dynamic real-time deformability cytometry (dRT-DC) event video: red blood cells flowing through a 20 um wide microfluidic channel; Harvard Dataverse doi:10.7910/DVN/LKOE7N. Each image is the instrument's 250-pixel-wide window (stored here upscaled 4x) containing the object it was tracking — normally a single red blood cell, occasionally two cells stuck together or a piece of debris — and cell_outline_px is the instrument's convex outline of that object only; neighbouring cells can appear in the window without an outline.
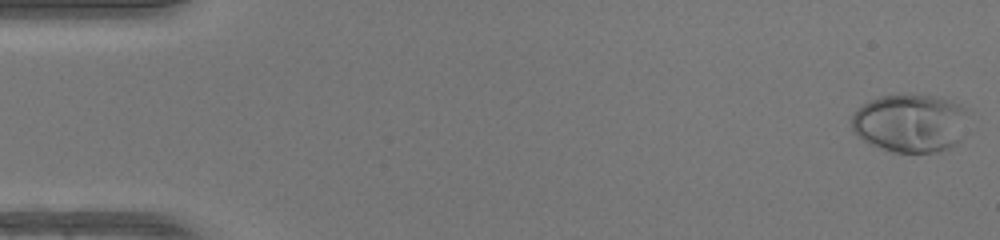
{"species": "human", "species_latin": "Homo sapiens", "temperature_condition": "warm", "stored_images_in_passage": 49, "camera_frame_rate_fps": 3000, "um_per_image_px": 0.085, "donor": {"sex": "female"}, "frame": {"image": 1, "passage_image": 1, "time_ms": 0.0, "image_size_px": [1000, 240], "cell_outline_px": [[972, 112], [964, 136], [956, 144], [948, 148], [936, 152], [892, 152], [872, 144], [864, 140], [852, 128], [852, 112], [856, 108], [880, 96], [900, 92], [936, 96], [960, 104], [968, 108]], "centroid_in_image_um": [77.46, 10.42], "position_along_channel_um": 7.5, "area_um2": 40.69}}
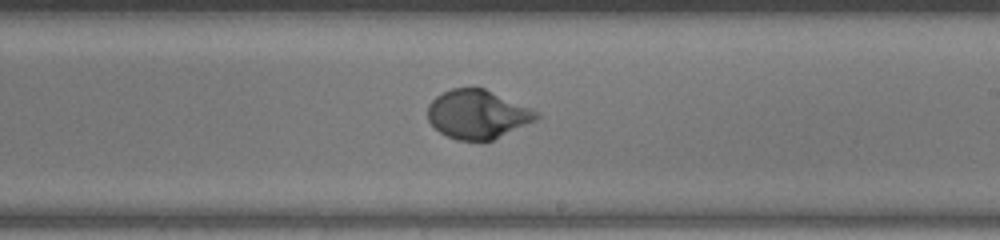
{"frame": {"image": 2, "passage_image": 29, "time_ms": 9.333, "image_size_px": [1000, 240], "cell_outline_px": [[544, 116], [536, 120], [492, 140], [456, 140], [440, 132], [428, 120], [428, 104], [436, 96], [452, 88], [484, 88], [532, 108], [540, 112]], "centroid_in_image_um": [40.62, 9.71], "position_along_channel_um": 248.4, "area_um2": 30.81}}
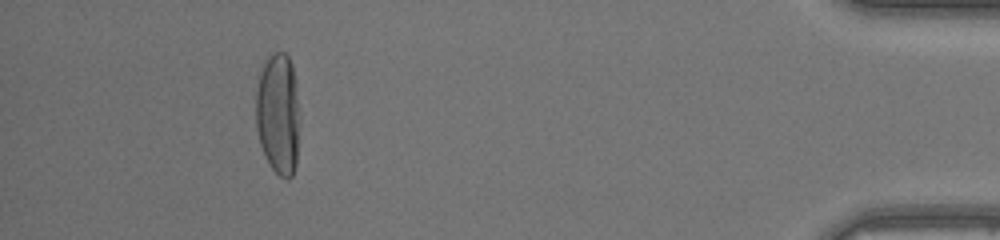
{"frame": {"image": 3, "passage_image": 45, "time_ms": 14.667, "image_size_px": [1000, 240], "cell_outline_px": [[300, 120], [296, 164], [292, 176], [288, 180], [280, 176], [272, 168], [264, 156], [260, 144], [256, 128], [256, 92], [260, 72], [268, 56], [272, 52], [284, 52], [288, 56], [292, 64], [300, 116]], "centroid_in_image_um": [23.65, 9.7], "position_along_channel_um": 411.6, "area_um2": 31.39}, "authors_computed_cell_mechanics": {"area_um2": 31.3276, "velocity_mm_per_s": 4.252, "shape_relaxation_time_tau1_ms": 3.6056, "shape_relaxation_time_tau2_ms": null, "deformation_change_tau1": 0.2413, "deformation_change_tau2": null}}